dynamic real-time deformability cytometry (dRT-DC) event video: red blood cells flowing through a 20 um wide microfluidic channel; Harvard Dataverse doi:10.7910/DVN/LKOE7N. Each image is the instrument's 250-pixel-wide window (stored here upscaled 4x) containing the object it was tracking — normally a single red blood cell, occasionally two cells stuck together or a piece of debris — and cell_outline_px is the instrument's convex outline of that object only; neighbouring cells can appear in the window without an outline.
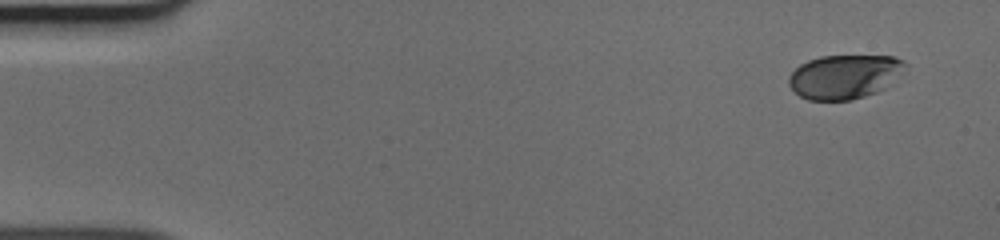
{"species": "human", "species_latin": "Homo sapiens", "temperature_condition": "cold", "stored_images_in_passage": 48, "camera_frame_rate_fps": 3000, "um_per_image_px": 0.085, "donor": {"sex": "male"}, "frame": {"image": 1, "passage_image": 1, "time_ms": 0.0, "image_size_px": [1000, 240], "cell_outline_px": [[908, 64], [884, 88], [876, 92], [852, 100], [808, 100], [800, 96], [788, 84], [788, 76], [800, 64], [808, 60], [820, 56], [896, 56], [904, 60]], "centroid_in_image_um": [71.75, 6.5], "position_along_channel_um": 13.3, "area_um2": 29.71}}
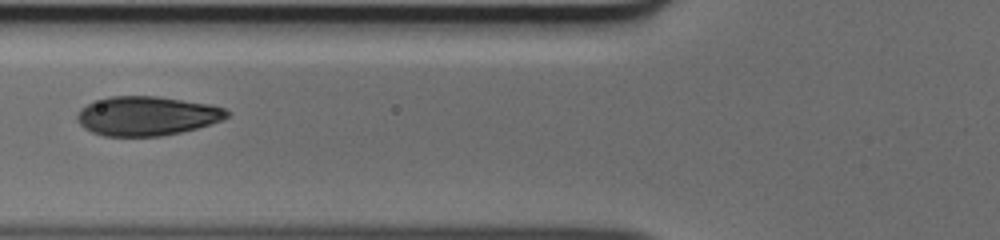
{"frame": {"image": 2, "passage_image": 18, "time_ms": 5.667, "image_size_px": [1000, 240], "cell_outline_px": [[232, 112], [228, 116], [220, 120], [196, 128], [180, 132], [160, 136], [104, 136], [92, 132], [84, 128], [76, 120], [76, 116], [80, 108], [96, 100], [112, 96], [156, 96], [208, 104], [224, 108]], "centroid_in_image_um": [12.44, 9.85], "position_along_channel_um": 113.4, "area_um2": 34.04}}
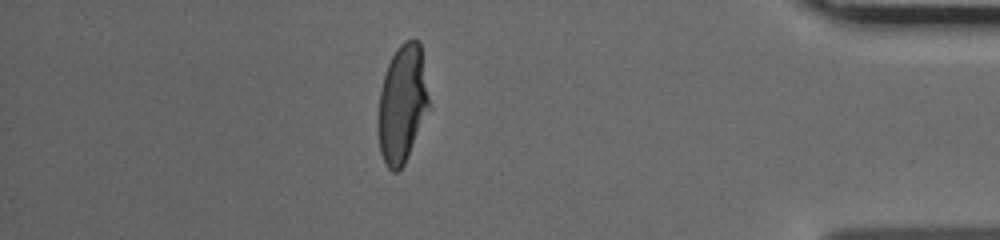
{"frame": {"image": 3, "passage_image": 42, "time_ms": 13.667, "image_size_px": [1000, 240], "cell_outline_px": [[432, 108], [404, 164], [396, 172], [392, 172], [388, 168], [380, 152], [376, 128], [376, 120], [380, 92], [384, 76], [388, 64], [396, 48], [404, 40], [420, 40]], "centroid_in_image_um": [34.22, 8.84], "position_along_channel_um": 401.0, "area_um2": 36.07}}